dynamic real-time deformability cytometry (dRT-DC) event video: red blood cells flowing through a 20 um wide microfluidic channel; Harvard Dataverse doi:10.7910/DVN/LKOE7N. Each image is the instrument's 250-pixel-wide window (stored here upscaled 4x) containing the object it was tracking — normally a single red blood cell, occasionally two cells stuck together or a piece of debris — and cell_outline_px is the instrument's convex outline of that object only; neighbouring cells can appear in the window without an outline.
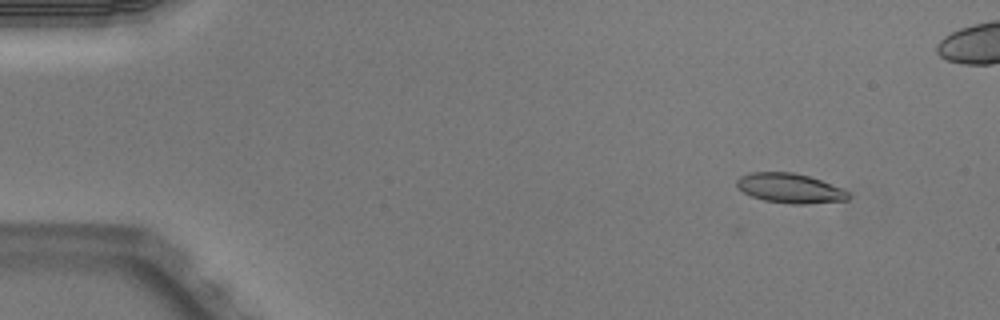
{"species": "Egyptian fruit bat (a non-hibernating species)", "species_latin": "Rousettus aegyptiacus", "temperature_condition": "warm", "stored_images_in_passage": 8, "camera_frame_rate_fps": 3000, "um_per_image_px": 0.085, "animal": {"sex": "male"}, "frame": {"image": 1, "passage_image": 5, "time_ms": 1.333, "image_size_px": [1000, 320], "cell_outline_px": [[852, 196], [848, 200], [804, 204], [792, 204], [764, 200], [752, 196], [744, 192], [736, 184], [736, 180], [740, 176], [752, 172], [792, 172], [808, 176], [820, 180], [840, 188], [848, 192]], "centroid_in_image_um": [67.15, 16.0], "position_along_channel_um": 17.9, "area_um2": 19.07}}